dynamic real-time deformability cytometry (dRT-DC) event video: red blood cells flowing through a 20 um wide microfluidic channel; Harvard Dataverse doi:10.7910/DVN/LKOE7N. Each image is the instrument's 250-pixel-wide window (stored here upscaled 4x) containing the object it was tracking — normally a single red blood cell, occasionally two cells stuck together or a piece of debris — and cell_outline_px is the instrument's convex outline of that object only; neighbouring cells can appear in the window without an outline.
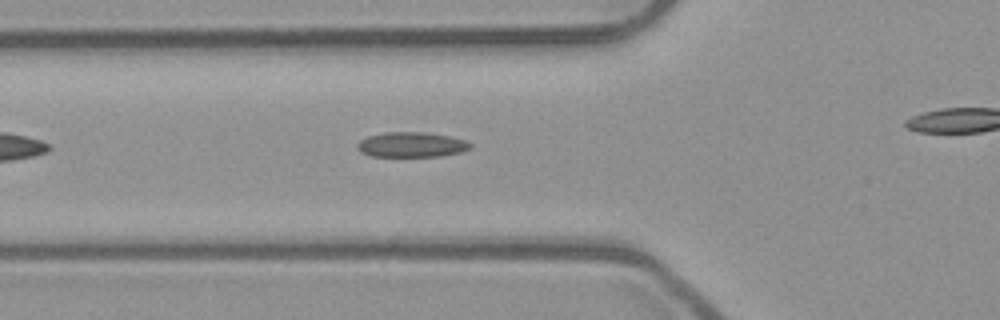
{"species": "common noctule bat (a hibernating species)", "species_latin": "Nyctalus noctula", "temperature_condition": "room temperature", "stored_images_in_passage": 31, "camera_frame_rate_fps": 3000, "um_per_image_px": 0.085, "animal": {"sex": "male", "body_mass_g": 23.1, "forearm_length_mm": 52.7}, "frame": {"image": 1, "passage_image": 7, "time_ms": 2.0, "image_size_px": [1000, 320], "cell_outline_px": [[472, 144], [468, 148], [460, 152], [440, 156], [372, 156], [360, 152], [356, 148], [356, 144], [360, 140], [368, 136], [384, 132], [424, 132], [448, 136], [464, 140]], "centroid_in_image_um": [34.91, 12.29], "position_along_channel_um": 90.9, "area_um2": 16.36}}
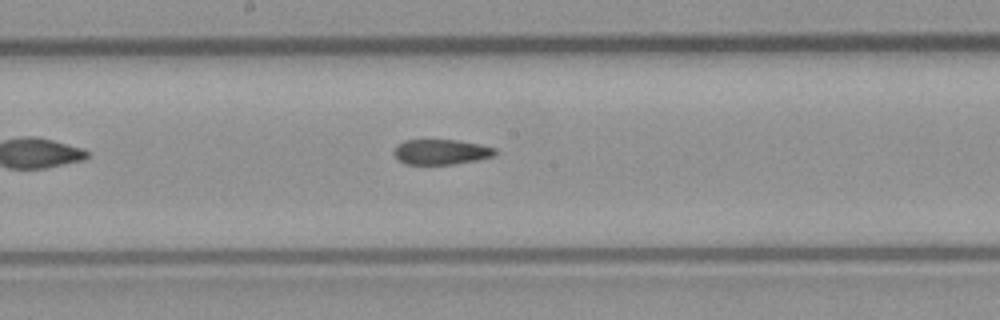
{"frame": {"image": 2, "passage_image": 16, "time_ms": 5.0, "image_size_px": [1000, 320], "cell_outline_px": [[496, 152], [492, 156], [476, 160], [452, 164], [404, 164], [392, 152], [396, 144], [404, 140], [456, 140], [480, 144], [496, 148]], "centroid_in_image_um": [37.45, 12.9], "position_along_channel_um": 210.7, "area_um2": 14.8}}
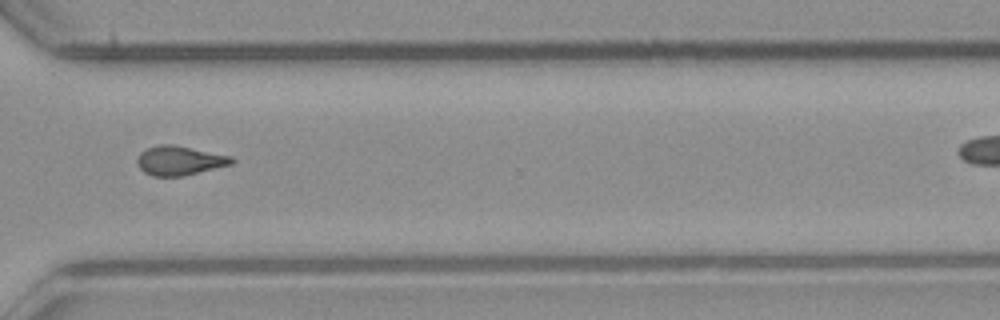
{"frame": {"image": 3, "passage_image": 27, "time_ms": 8.667, "image_size_px": [1000, 320], "cell_outline_px": [[236, 160], [232, 164], [184, 176], [152, 176], [144, 172], [136, 164], [136, 160], [140, 152], [148, 148], [160, 144], [172, 144], [232, 156]], "centroid_in_image_um": [15.26, 13.65], "position_along_channel_um": 355.3, "area_um2": 16.18}}